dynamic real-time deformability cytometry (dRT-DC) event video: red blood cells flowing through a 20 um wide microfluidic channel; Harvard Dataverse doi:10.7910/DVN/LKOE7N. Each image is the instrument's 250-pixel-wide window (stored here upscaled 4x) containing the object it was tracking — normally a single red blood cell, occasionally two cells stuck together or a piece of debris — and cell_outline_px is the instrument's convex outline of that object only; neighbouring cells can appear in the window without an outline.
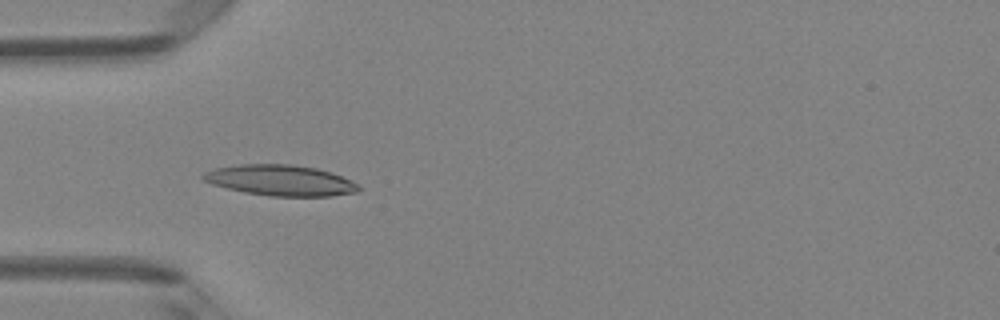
{"species": "Egyptian fruit bat (a non-hibernating species)", "species_latin": "Rousettus aegyptiacus", "temperature_condition": "room temperature", "stored_images_in_passage": 24, "camera_frame_rate_fps": 3000, "um_per_image_px": 0.085, "animal": {"sex": "female"}, "frame": {"image": 1, "passage_image": 3, "time_ms": 0.667, "image_size_px": [1000, 320], "cell_outline_px": [[360, 188], [356, 192], [332, 196], [268, 196], [244, 192], [212, 184], [204, 180], [200, 176], [204, 172], [216, 168], [240, 164], [292, 164], [316, 168], [340, 176], [360, 184]], "centroid_in_image_um": [23.83, 15.33], "position_along_channel_um": 61.2, "area_um2": 27.74}}
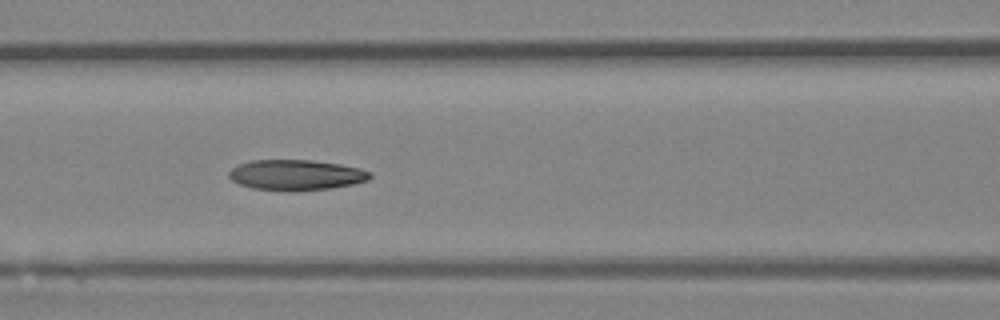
{"frame": {"image": 2, "passage_image": 9, "time_ms": 2.667, "image_size_px": [1000, 320], "cell_outline_px": [[372, 176], [368, 180], [352, 184], [332, 188], [296, 192], [288, 192], [252, 188], [240, 184], [232, 180], [228, 176], [228, 172], [236, 164], [252, 160], [312, 160], [340, 164], [360, 168], [372, 172]], "centroid_in_image_um": [25.16, 14.88], "position_along_channel_um": 141.4, "area_um2": 25.49}}
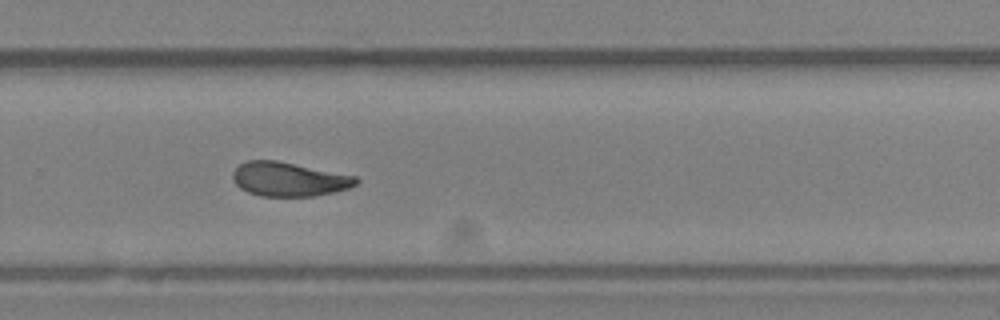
{"frame": {"image": 3, "passage_image": 21, "time_ms": 6.667, "image_size_px": [1000, 320], "cell_outline_px": [[360, 180], [356, 184], [348, 188], [332, 192], [312, 196], [260, 196], [248, 192], [240, 188], [236, 184], [232, 176], [232, 172], [240, 164], [248, 160], [276, 160], [356, 176]], "centroid_in_image_um": [24.54, 15.23], "position_along_channel_um": 305.3, "area_um2": 24.33}}